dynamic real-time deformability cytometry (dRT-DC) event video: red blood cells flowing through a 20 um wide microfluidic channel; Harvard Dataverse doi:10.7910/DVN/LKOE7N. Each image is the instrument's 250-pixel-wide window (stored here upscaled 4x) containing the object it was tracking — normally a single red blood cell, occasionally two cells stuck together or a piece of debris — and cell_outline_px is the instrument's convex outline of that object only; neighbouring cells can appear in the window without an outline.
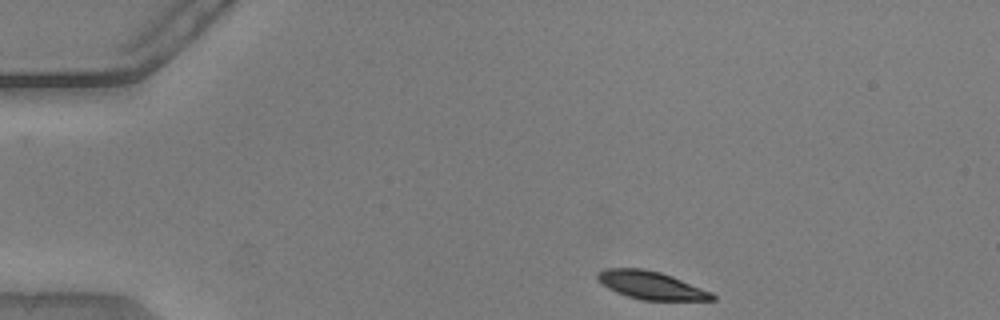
{"species": "common noctule bat (a hibernating species)", "species_latin": "Nyctalus noctula", "temperature_condition": "warm", "stored_images_in_passage": 45, "camera_frame_rate_fps": 3000, "um_per_image_px": 0.085, "animal": {"sex": "male", "body_mass_g": 20.5, "forearm_length_mm": 52.5}, "frame": {"image": 1, "passage_image": 1, "time_ms": 0.0, "image_size_px": [1000, 320], "cell_outline_px": [[716, 300], [640, 300], [616, 292], [600, 284], [596, 280], [596, 276], [604, 268], [644, 268], [660, 272], [672, 276], [712, 292], [716, 296]], "centroid_in_image_um": [55.32, 24.24], "position_along_channel_um": 29.7, "area_um2": 18.79}}
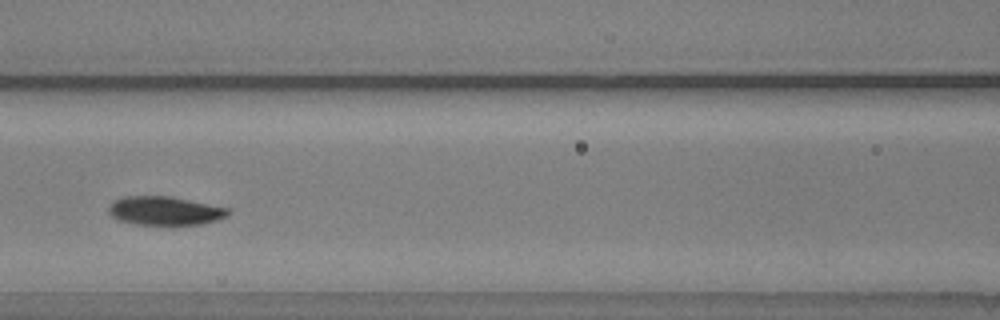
{"frame": {"image": 2, "passage_image": 16, "time_ms": 5.0, "image_size_px": [1000, 320], "cell_outline_px": [[232, 212], [228, 216], [216, 220], [200, 224], [136, 224], [120, 220], [112, 216], [108, 212], [108, 208], [116, 200], [124, 196], [168, 196], [228, 208]], "centroid_in_image_um": [14.03, 17.91], "position_along_channel_um": 152.6, "area_um2": 19.59}}
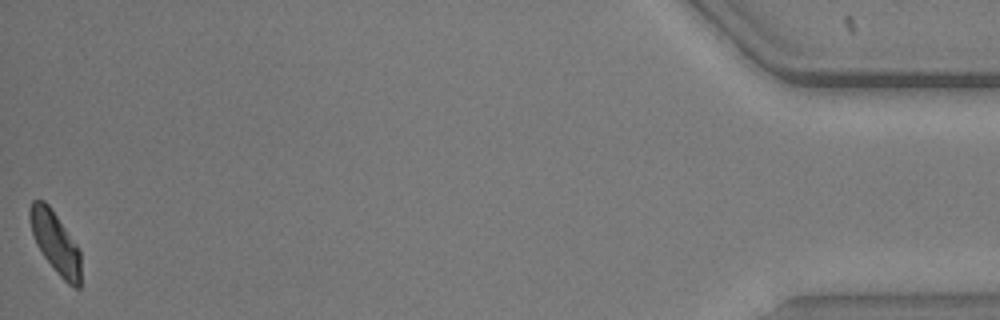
{"frame": {"image": 3, "passage_image": 45, "time_ms": 14.667, "image_size_px": [1000, 320], "cell_outline_px": [[80, 288], [76, 288], [68, 284], [60, 276], [44, 256], [36, 244], [32, 232], [28, 216], [28, 208], [32, 200], [44, 200], [48, 204], [80, 248]], "centroid_in_image_um": [4.7, 20.58], "position_along_channel_um": 430.5, "area_um2": 18.26}, "authors_computed_cell_mechanics": {"area_um2": 19.941, "velocity_mm_per_s": 3.8094, "shape_relaxation_time_tau1_ms": 1.9985, "shape_relaxation_time_tau2_ms": 3.3089, "deformation_change_tau1": 0.1482, "deformation_change_tau2": 0.0373}}